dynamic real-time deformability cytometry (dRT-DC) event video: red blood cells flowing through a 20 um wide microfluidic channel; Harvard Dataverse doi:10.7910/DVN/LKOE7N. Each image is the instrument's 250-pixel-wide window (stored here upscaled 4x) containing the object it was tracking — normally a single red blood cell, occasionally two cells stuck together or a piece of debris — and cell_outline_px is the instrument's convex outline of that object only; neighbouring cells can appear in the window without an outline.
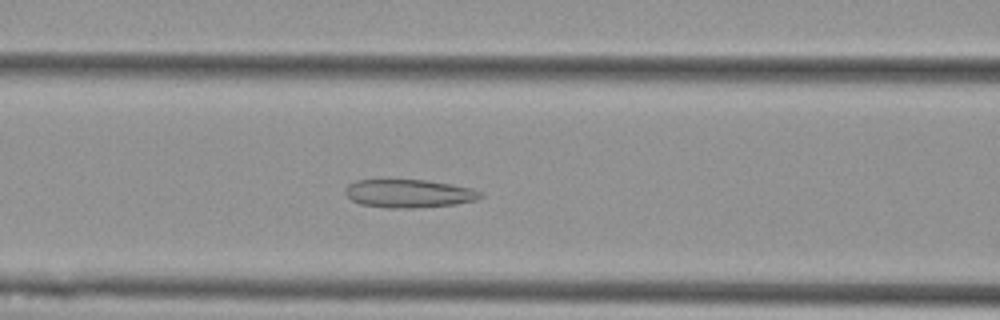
{"species": "Egyptian fruit bat (a non-hibernating species)", "species_latin": "Rousettus aegyptiacus", "temperature_condition": "cold", "stored_images_in_passage": 56, "camera_frame_rate_fps": 3000, "um_per_image_px": 0.085, "animal": {"sex": "female"}, "frame": {"image": 1, "passage_image": 23, "time_ms": 7.333, "image_size_px": [1000, 320], "cell_outline_px": [[484, 196], [476, 200], [456, 204], [420, 208], [388, 208], [360, 204], [352, 200], [344, 192], [344, 188], [348, 184], [356, 180], [424, 180], [452, 184], [472, 188], [480, 192]], "centroid_in_image_um": [34.76, 16.45], "position_along_channel_um": 131.8, "area_um2": 22.37}}
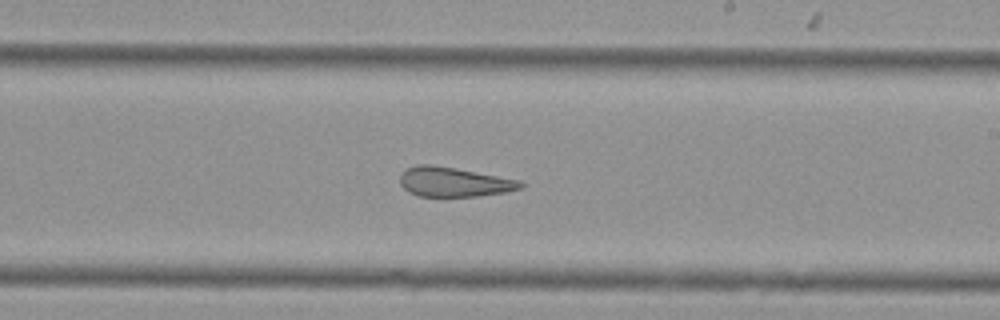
{"frame": {"image": 2, "passage_image": 33, "time_ms": 10.667, "image_size_px": [1000, 320], "cell_outline_px": [[524, 188], [504, 192], [476, 196], [420, 196], [408, 192], [400, 184], [400, 176], [408, 168], [420, 164], [432, 164], [456, 168], [520, 180], [524, 184]], "centroid_in_image_um": [38.59, 15.46], "position_along_channel_um": 250.4, "area_um2": 20.63}}
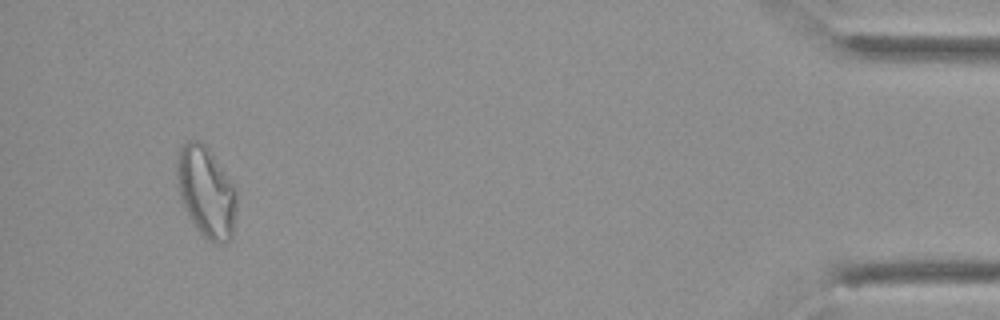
{"frame": {"image": 3, "passage_image": 53, "time_ms": 17.333, "image_size_px": [1000, 320], "cell_outline_px": [[236, 212], [232, 236], [224, 244], [216, 244], [208, 240], [200, 232], [184, 208], [180, 200], [176, 184], [176, 156], [180, 148], [188, 140], [200, 140], [208, 148], [236, 188]], "centroid_in_image_um": [17.5, 16.3], "position_along_channel_um": 417.7, "area_um2": 31.79}, "authors_computed_cell_mechanics": {"area_um2": 27.3394, "velocity_mm_per_s": 3.5712, "shape_relaxation_time_tau1_ms": null, "shape_relaxation_time_tau2_ms": 2.6561, "deformation_change_tau1": null, "deformation_change_tau2": 0.1189}}